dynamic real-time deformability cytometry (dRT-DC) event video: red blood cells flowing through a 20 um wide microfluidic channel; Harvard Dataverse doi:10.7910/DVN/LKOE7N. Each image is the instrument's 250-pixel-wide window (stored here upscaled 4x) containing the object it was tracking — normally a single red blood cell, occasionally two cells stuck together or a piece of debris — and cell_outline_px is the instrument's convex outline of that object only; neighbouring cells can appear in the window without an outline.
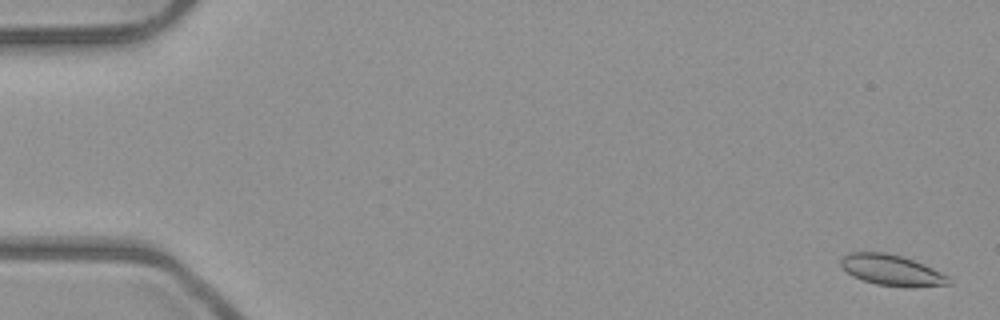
{"species": "common noctule bat (a hibernating species)", "species_latin": "Nyctalus noctula", "temperature_condition": "room temperature", "stored_images_in_passage": 5, "camera_frame_rate_fps": 3000, "um_per_image_px": 0.085, "animal": {"sex": "male", "body_mass_g": 23.1, "forearm_length_mm": 52.7}, "frame": {"image": 1, "passage_image": 1, "time_ms": 0.0, "image_size_px": [1000, 320], "cell_outline_px": [[952, 284], [912, 288], [908, 288], [876, 284], [852, 276], [840, 264], [840, 260], [848, 252], [888, 252], [904, 256], [924, 264], [948, 276], [952, 280]], "centroid_in_image_um": [75.84, 22.97], "position_along_channel_um": 9.2, "area_um2": 19.65}}
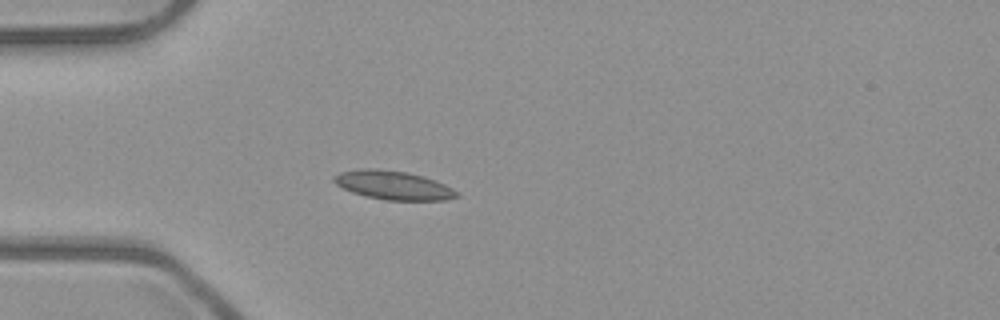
{"frame": {"image": 2, "passage_image": 5, "time_ms": 1.333, "image_size_px": [1000, 320], "cell_outline_px": [[460, 196], [444, 200], [384, 200], [364, 196], [352, 192], [336, 184], [332, 180], [332, 176], [340, 172], [360, 168], [372, 168], [404, 172], [424, 176], [436, 180], [460, 192]], "centroid_in_image_um": [33.43, 15.74], "position_along_channel_um": 51.6, "area_um2": 20.69}}